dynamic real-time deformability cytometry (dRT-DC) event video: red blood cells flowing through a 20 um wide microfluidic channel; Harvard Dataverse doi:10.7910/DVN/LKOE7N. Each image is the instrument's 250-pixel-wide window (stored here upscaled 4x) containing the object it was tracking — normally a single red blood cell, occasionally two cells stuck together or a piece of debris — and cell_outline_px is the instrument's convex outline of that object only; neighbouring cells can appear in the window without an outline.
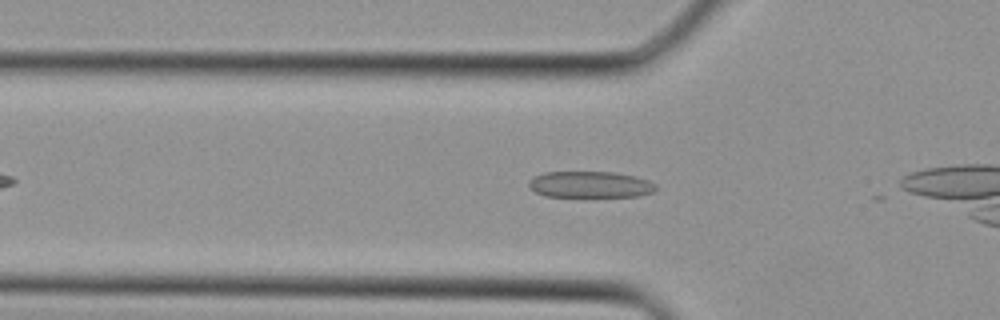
{"species": "Egyptian fruit bat (a non-hibernating species)", "species_latin": "Rousettus aegyptiacus", "temperature_condition": "cold", "stored_images_in_passage": 7, "camera_frame_rate_fps": 3000, "um_per_image_px": 0.085, "animal": {"sex": "female"}, "frame": {"image": 1, "passage_image": 5, "time_ms": 1.333, "image_size_px": [1000, 320], "cell_outline_px": [[656, 192], [636, 196], [544, 196], [536, 192], [528, 184], [528, 180], [532, 176], [544, 172], [616, 172], [636, 176], [648, 180], [656, 184]], "centroid_in_image_um": [50.17, 15.67], "position_along_channel_um": 75.6, "area_um2": 19.59}}